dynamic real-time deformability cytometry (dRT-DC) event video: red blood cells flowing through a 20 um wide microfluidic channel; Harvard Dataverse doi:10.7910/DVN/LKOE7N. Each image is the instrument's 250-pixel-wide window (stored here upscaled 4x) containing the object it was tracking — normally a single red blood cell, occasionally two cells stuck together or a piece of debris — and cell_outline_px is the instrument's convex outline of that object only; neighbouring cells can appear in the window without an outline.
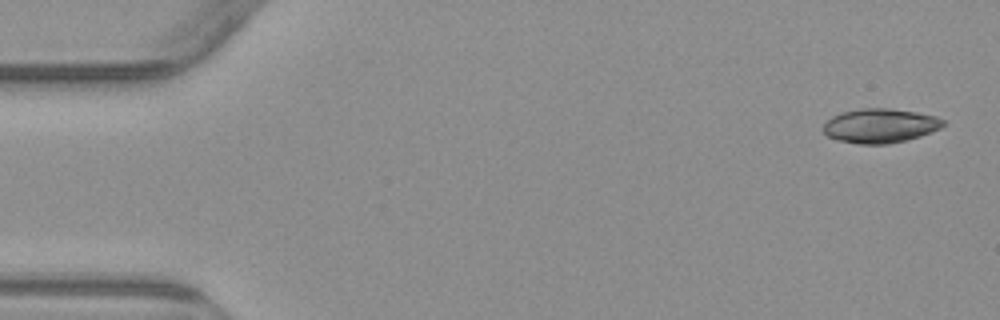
{"species": "common noctule bat (a hibernating species)", "species_latin": "Nyctalus noctula", "temperature_condition": "warm", "stored_images_in_passage": 6, "camera_frame_rate_fps": 3000, "um_per_image_px": 0.085, "animal": {"sex": "male", "body_mass_g": 23.1, "forearm_length_mm": 52.7}, "frame": {"image": 1, "passage_image": 1, "time_ms": 0.0, "image_size_px": [1000, 320], "cell_outline_px": [[944, 124], [940, 128], [932, 132], [920, 136], [888, 144], [860, 144], [836, 140], [828, 136], [824, 132], [824, 124], [832, 116], [840, 112], [860, 108], [888, 108], [916, 112], [936, 116], [944, 120]], "centroid_in_image_um": [74.8, 10.68], "position_along_channel_um": 10.2, "area_um2": 23.93}}
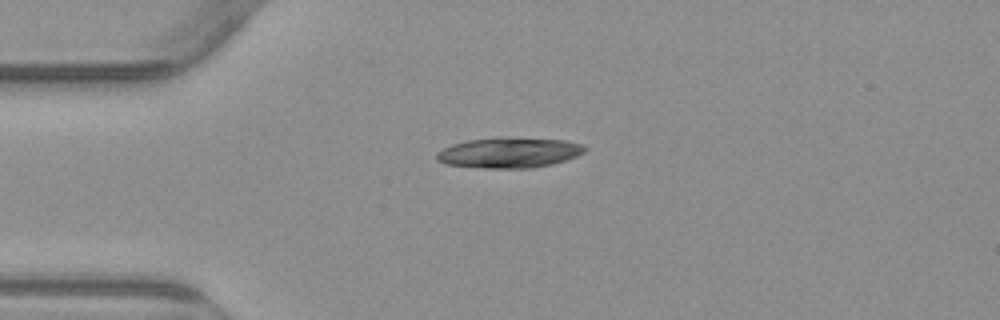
{"frame": {"image": 2, "passage_image": 4, "time_ms": 3.667, "image_size_px": [1000, 320], "cell_outline_px": [[584, 152], [576, 156], [552, 164], [532, 168], [484, 168], [444, 164], [436, 160], [436, 152], [452, 144], [468, 140], [496, 136], [500, 136], [564, 140], [584, 144]], "centroid_in_image_um": [43.24, 12.96], "position_along_channel_um": 41.8, "area_um2": 26.53}}